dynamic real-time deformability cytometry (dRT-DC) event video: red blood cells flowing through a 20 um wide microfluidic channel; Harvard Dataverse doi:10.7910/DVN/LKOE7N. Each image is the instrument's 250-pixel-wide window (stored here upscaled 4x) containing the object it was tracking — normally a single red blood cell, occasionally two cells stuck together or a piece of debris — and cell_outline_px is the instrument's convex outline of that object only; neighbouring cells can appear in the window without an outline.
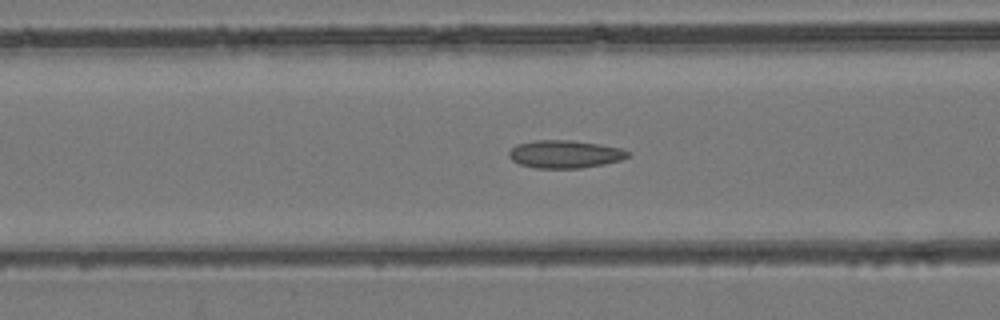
{"species": "common noctule bat (a hibernating species)", "species_latin": "Nyctalus noctula", "temperature_condition": "room temperature", "stored_images_in_passage": 49, "camera_frame_rate_fps": 3000, "um_per_image_px": 0.085, "animal": {"sex": "female", "body_mass_g": 24.6, "forearm_length_mm": 56.2}, "frame": {"image": 1, "passage_image": 20, "time_ms": 6.333, "image_size_px": [1000, 320], "cell_outline_px": [[628, 156], [620, 160], [604, 164], [580, 168], [536, 168], [520, 164], [512, 160], [508, 156], [508, 152], [516, 144], [536, 140], [572, 140], [600, 144], [620, 148], [628, 152]], "centroid_in_image_um": [47.98, 13.1], "position_along_channel_um": 118.6, "area_um2": 19.19}}
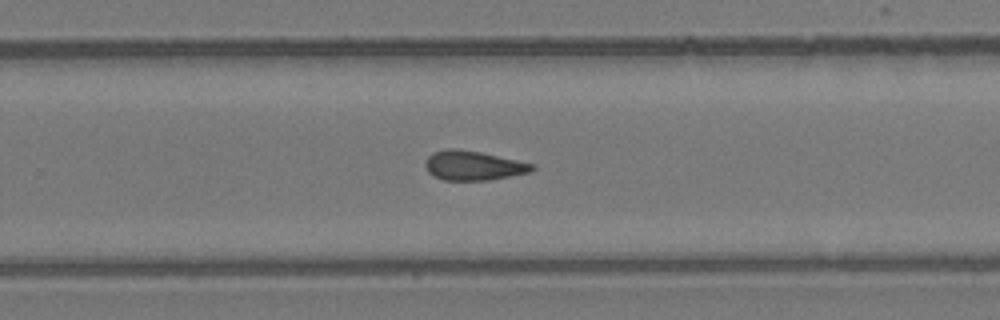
{"frame": {"image": 2, "passage_image": 32, "time_ms": 10.333, "image_size_px": [1000, 320], "cell_outline_px": [[536, 168], [532, 172], [488, 180], [444, 180], [432, 176], [428, 172], [424, 164], [428, 156], [432, 152], [448, 148], [456, 148], [480, 152], [536, 164]], "centroid_in_image_um": [40.23, 14.07], "position_along_channel_um": 289.6, "area_um2": 18.5}}
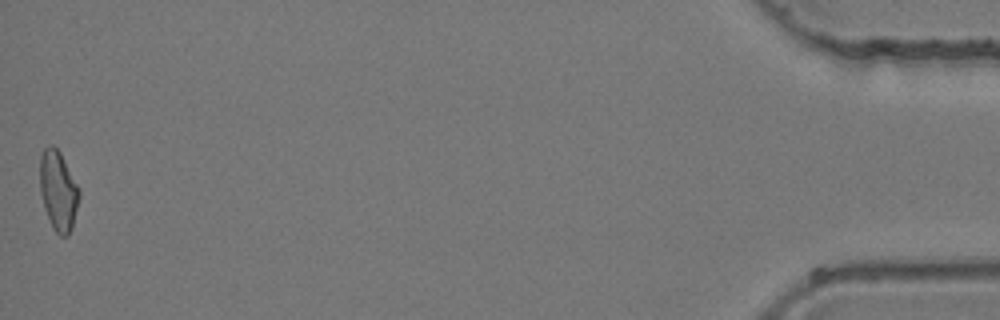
{"frame": {"image": 3, "passage_image": 49, "time_ms": 16.0, "image_size_px": [1000, 320], "cell_outline_px": [[80, 196], [72, 228], [68, 236], [60, 236], [52, 228], [44, 208], [40, 192], [40, 156], [44, 148], [48, 144], [52, 144], [60, 152], [80, 192]], "centroid_in_image_um": [4.93, 16.22], "position_along_channel_um": 430.3, "area_um2": 18.21}}